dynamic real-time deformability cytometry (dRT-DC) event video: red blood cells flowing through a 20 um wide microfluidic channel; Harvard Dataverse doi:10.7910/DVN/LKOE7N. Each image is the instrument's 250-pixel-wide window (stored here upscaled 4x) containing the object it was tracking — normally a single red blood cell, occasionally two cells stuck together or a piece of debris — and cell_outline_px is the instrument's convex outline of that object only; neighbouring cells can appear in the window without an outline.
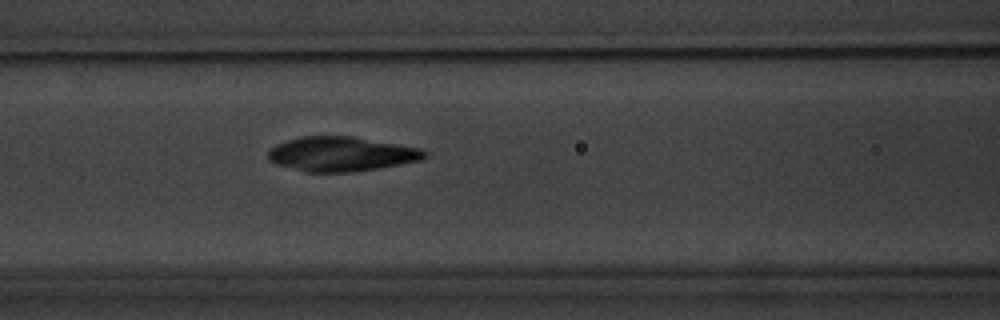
{"species": "common noctule bat (a hibernating species)", "species_latin": "Nyctalus noctula", "temperature_condition": "warm", "stored_images_in_passage": 8, "segment_of_instrument_passage": [1, 2], "camera_frame_rate_fps": 3000, "um_per_image_px": 0.085, "animal": {"sex": "male", "body_mass_g": 20.1, "forearm_length_mm": 53.5}, "frame": {"image": 1, "passage_image": 7, "time_ms": 6.667, "image_size_px": [1000, 320], "cell_outline_px": [[428, 156], [420, 160], [380, 168], [352, 172], [304, 172], [276, 164], [268, 160], [268, 152], [276, 144], [300, 136], [352, 136], [420, 148], [428, 152]], "centroid_in_image_um": [29.0, 13.09], "position_along_channel_um": 137.6, "area_um2": 31.56}}